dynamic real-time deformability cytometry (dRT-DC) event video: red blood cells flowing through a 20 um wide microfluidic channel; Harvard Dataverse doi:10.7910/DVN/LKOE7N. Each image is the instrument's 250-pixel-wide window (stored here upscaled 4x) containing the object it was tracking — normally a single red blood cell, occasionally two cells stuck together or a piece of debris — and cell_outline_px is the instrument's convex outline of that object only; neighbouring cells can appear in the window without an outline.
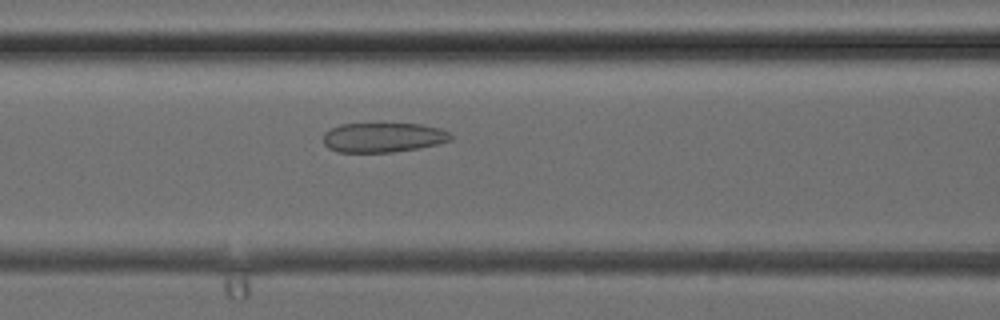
{"species": "common noctule bat (a hibernating species)", "species_latin": "Nyctalus noctula", "temperature_condition": "cold", "stored_images_in_passage": 38, "camera_frame_rate_fps": 3000, "um_per_image_px": 0.085, "animal": {"sex": "female", "body_mass_g": 24.6, "forearm_length_mm": 56.2}, "frame": {"image": 1, "passage_image": 16, "time_ms": 5.0, "image_size_px": [1000, 320], "cell_outline_px": [[452, 140], [440, 144], [420, 148], [392, 152], [336, 152], [328, 148], [324, 144], [324, 132], [340, 124], [424, 124], [440, 128], [448, 132], [452, 136]], "centroid_in_image_um": [32.59, 11.69], "position_along_channel_um": 134.0, "area_um2": 22.14}}
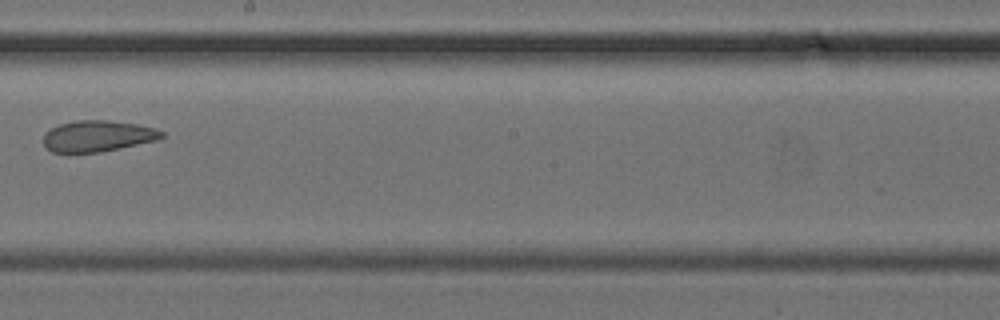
{"frame": {"image": 2, "passage_image": 22, "time_ms": 7.0, "image_size_px": [1000, 320], "cell_outline_px": [[164, 136], [160, 140], [100, 152], [52, 152], [44, 144], [44, 132], [60, 124], [76, 120], [108, 120], [136, 124], [156, 128], [164, 132]], "centroid_in_image_um": [8.35, 11.56], "position_along_channel_um": 239.9, "area_um2": 21.5}}
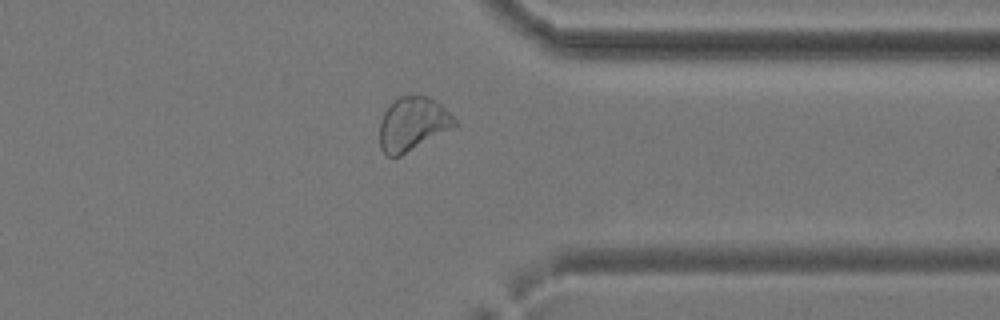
{"frame": {"image": 3, "passage_image": 30, "time_ms": 9.667, "image_size_px": [1000, 320], "cell_outline_px": [[460, 124], [400, 156], [388, 156], [380, 148], [380, 120], [384, 112], [400, 96], [428, 96], [436, 100]], "centroid_in_image_um": [35.09, 10.54], "position_along_channel_um": 376.3, "area_um2": 23.12}}